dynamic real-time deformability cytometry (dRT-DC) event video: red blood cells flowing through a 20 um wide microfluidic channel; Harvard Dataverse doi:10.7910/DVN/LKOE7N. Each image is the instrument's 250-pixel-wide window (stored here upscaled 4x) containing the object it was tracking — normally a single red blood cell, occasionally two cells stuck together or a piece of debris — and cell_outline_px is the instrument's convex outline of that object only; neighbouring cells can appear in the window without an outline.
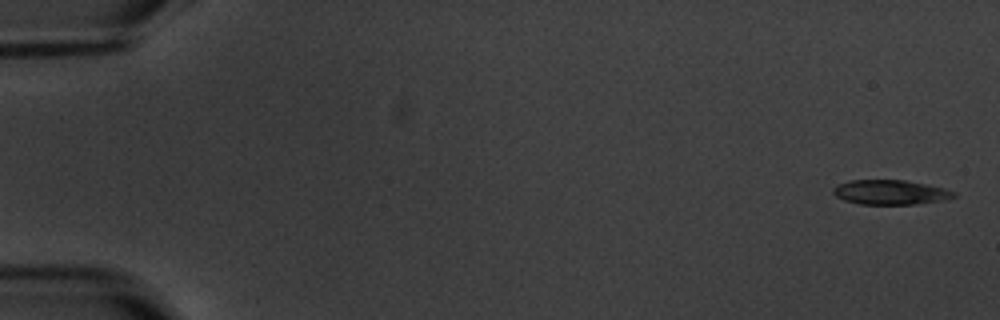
{"species": "common noctule bat (a hibernating species)", "species_latin": "Nyctalus noctula", "temperature_condition": "warm", "stored_images_in_passage": 6, "camera_frame_rate_fps": 3000, "um_per_image_px": 0.085, "animal": {"sex": "male", "body_mass_g": 20.1, "forearm_length_mm": 53.5}, "frame": {"image": 1, "passage_image": 1, "time_ms": 0.0, "image_size_px": [1000, 320], "cell_outline_px": [[956, 196], [944, 200], [916, 204], [860, 204], [844, 200], [836, 196], [832, 192], [832, 188], [836, 184], [848, 180], [904, 180], [944, 188], [956, 192]], "centroid_in_image_um": [75.64, 16.34], "position_along_channel_um": 9.4, "area_um2": 17.34}}
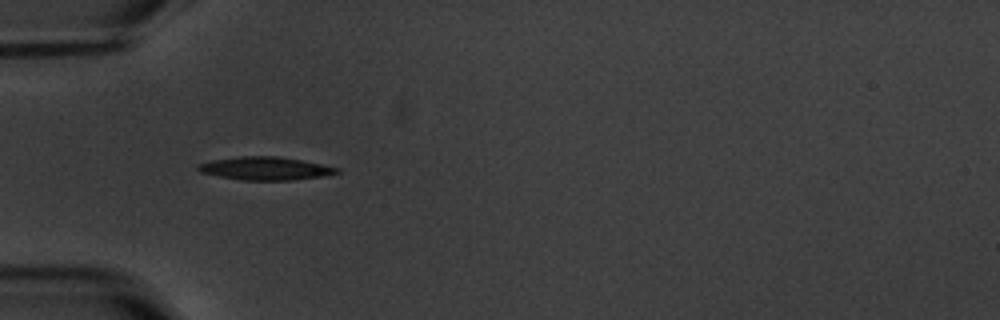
{"frame": {"image": 2, "passage_image": 5, "time_ms": 5.667, "image_size_px": [1000, 320], "cell_outline_px": [[340, 172], [324, 176], [292, 180], [240, 180], [200, 172], [196, 168], [196, 164], [212, 160], [240, 156], [276, 156], [300, 160], [340, 168]], "centroid_in_image_um": [22.53, 14.32], "position_along_channel_um": 62.5, "area_um2": 18.61}}